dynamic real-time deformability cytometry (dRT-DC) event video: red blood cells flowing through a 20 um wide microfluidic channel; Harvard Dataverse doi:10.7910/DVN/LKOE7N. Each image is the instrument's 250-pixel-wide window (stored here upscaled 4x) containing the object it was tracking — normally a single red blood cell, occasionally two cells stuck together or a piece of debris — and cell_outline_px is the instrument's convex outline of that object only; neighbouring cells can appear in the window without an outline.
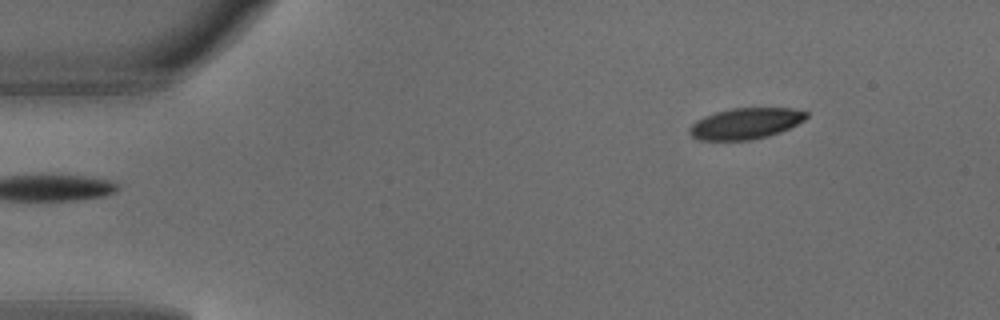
{"species": "common noctule bat (a hibernating species)", "species_latin": "Nyctalus noctula", "temperature_condition": "warm", "stored_images_in_passage": 2, "camera_frame_rate_fps": 3000, "um_per_image_px": 0.085, "animal": {"sex": "male", "body_mass_g": 18.8}, "frame": {"image": 1, "passage_image": 2, "time_ms": 0.333, "image_size_px": [1000, 320], "cell_outline_px": [[808, 116], [804, 120], [780, 132], [768, 136], [752, 140], [700, 140], [692, 136], [688, 132], [688, 128], [696, 120], [704, 116], [716, 112], [732, 108], [792, 108], [808, 112]], "centroid_in_image_um": [63.36, 10.5], "position_along_channel_um": 21.6, "area_um2": 21.15}}